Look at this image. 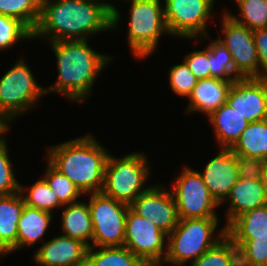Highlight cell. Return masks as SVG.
<instances>
[{
    "instance_id": "6da1fadb",
    "label": "cell",
    "mask_w": 267,
    "mask_h": 266,
    "mask_svg": "<svg viewBox=\"0 0 267 266\" xmlns=\"http://www.w3.org/2000/svg\"><path fill=\"white\" fill-rule=\"evenodd\" d=\"M120 16L119 10L106 1L41 0L40 17L32 39L87 40L89 35L117 29Z\"/></svg>"
},
{
    "instance_id": "7a4b0ae2",
    "label": "cell",
    "mask_w": 267,
    "mask_h": 266,
    "mask_svg": "<svg viewBox=\"0 0 267 266\" xmlns=\"http://www.w3.org/2000/svg\"><path fill=\"white\" fill-rule=\"evenodd\" d=\"M58 69V79L45 93H60L71 101H85L92 91L97 75L113 57L99 54L87 40L52 41Z\"/></svg>"
},
{
    "instance_id": "3957f363",
    "label": "cell",
    "mask_w": 267,
    "mask_h": 266,
    "mask_svg": "<svg viewBox=\"0 0 267 266\" xmlns=\"http://www.w3.org/2000/svg\"><path fill=\"white\" fill-rule=\"evenodd\" d=\"M46 159L83 194L101 193L109 152L94 136L77 137L48 148Z\"/></svg>"
},
{
    "instance_id": "277c9868",
    "label": "cell",
    "mask_w": 267,
    "mask_h": 266,
    "mask_svg": "<svg viewBox=\"0 0 267 266\" xmlns=\"http://www.w3.org/2000/svg\"><path fill=\"white\" fill-rule=\"evenodd\" d=\"M218 220V217L179 219L177 226L167 235V253L163 262L182 266L198 259L227 234L224 226L220 232L217 231V237L212 238Z\"/></svg>"
},
{
    "instance_id": "5b68a950",
    "label": "cell",
    "mask_w": 267,
    "mask_h": 266,
    "mask_svg": "<svg viewBox=\"0 0 267 266\" xmlns=\"http://www.w3.org/2000/svg\"><path fill=\"white\" fill-rule=\"evenodd\" d=\"M147 161L143 152H133L121 159L109 155L102 193L130 205L148 189L143 187L150 175V164Z\"/></svg>"
},
{
    "instance_id": "8992f818",
    "label": "cell",
    "mask_w": 267,
    "mask_h": 266,
    "mask_svg": "<svg viewBox=\"0 0 267 266\" xmlns=\"http://www.w3.org/2000/svg\"><path fill=\"white\" fill-rule=\"evenodd\" d=\"M130 1L128 45L135 58L143 59L156 52L162 34L170 35L166 21L164 6L161 0H127Z\"/></svg>"
},
{
    "instance_id": "52a82bcc",
    "label": "cell",
    "mask_w": 267,
    "mask_h": 266,
    "mask_svg": "<svg viewBox=\"0 0 267 266\" xmlns=\"http://www.w3.org/2000/svg\"><path fill=\"white\" fill-rule=\"evenodd\" d=\"M27 64L19 60L0 78V114L10 123L46 94Z\"/></svg>"
},
{
    "instance_id": "ba28073f",
    "label": "cell",
    "mask_w": 267,
    "mask_h": 266,
    "mask_svg": "<svg viewBox=\"0 0 267 266\" xmlns=\"http://www.w3.org/2000/svg\"><path fill=\"white\" fill-rule=\"evenodd\" d=\"M89 211L93 223L94 247L124 246L129 205L101 193H90Z\"/></svg>"
},
{
    "instance_id": "9c48e42d",
    "label": "cell",
    "mask_w": 267,
    "mask_h": 266,
    "mask_svg": "<svg viewBox=\"0 0 267 266\" xmlns=\"http://www.w3.org/2000/svg\"><path fill=\"white\" fill-rule=\"evenodd\" d=\"M179 219L218 217L219 206L211 197L198 171L183 167L171 188Z\"/></svg>"
},
{
    "instance_id": "30bf717a",
    "label": "cell",
    "mask_w": 267,
    "mask_h": 266,
    "mask_svg": "<svg viewBox=\"0 0 267 266\" xmlns=\"http://www.w3.org/2000/svg\"><path fill=\"white\" fill-rule=\"evenodd\" d=\"M165 21L170 36L184 39L207 37L206 23L213 10L214 0H162Z\"/></svg>"
},
{
    "instance_id": "8fae6325",
    "label": "cell",
    "mask_w": 267,
    "mask_h": 266,
    "mask_svg": "<svg viewBox=\"0 0 267 266\" xmlns=\"http://www.w3.org/2000/svg\"><path fill=\"white\" fill-rule=\"evenodd\" d=\"M225 12L222 18L224 37L217 40L231 53L237 78L260 77V64L253 39V31L236 22Z\"/></svg>"
},
{
    "instance_id": "7c38bea8",
    "label": "cell",
    "mask_w": 267,
    "mask_h": 266,
    "mask_svg": "<svg viewBox=\"0 0 267 266\" xmlns=\"http://www.w3.org/2000/svg\"><path fill=\"white\" fill-rule=\"evenodd\" d=\"M165 234L153 222L134 213L127 212L124 247L139 257L145 264H164L167 247ZM165 251V252H164ZM164 255V256H163Z\"/></svg>"
},
{
    "instance_id": "4fadbf2b",
    "label": "cell",
    "mask_w": 267,
    "mask_h": 266,
    "mask_svg": "<svg viewBox=\"0 0 267 266\" xmlns=\"http://www.w3.org/2000/svg\"><path fill=\"white\" fill-rule=\"evenodd\" d=\"M163 185L149 186L130 205L137 215L146 218L159 227L165 234H170L177 226L179 217L172 191Z\"/></svg>"
},
{
    "instance_id": "5bb4252c",
    "label": "cell",
    "mask_w": 267,
    "mask_h": 266,
    "mask_svg": "<svg viewBox=\"0 0 267 266\" xmlns=\"http://www.w3.org/2000/svg\"><path fill=\"white\" fill-rule=\"evenodd\" d=\"M226 102L250 123L267 119V77L236 79Z\"/></svg>"
},
{
    "instance_id": "9a60e30c",
    "label": "cell",
    "mask_w": 267,
    "mask_h": 266,
    "mask_svg": "<svg viewBox=\"0 0 267 266\" xmlns=\"http://www.w3.org/2000/svg\"><path fill=\"white\" fill-rule=\"evenodd\" d=\"M220 149L221 151L206 164L203 172H199L211 197L218 205L225 202L238 180L236 154L231 148Z\"/></svg>"
},
{
    "instance_id": "2e32d148",
    "label": "cell",
    "mask_w": 267,
    "mask_h": 266,
    "mask_svg": "<svg viewBox=\"0 0 267 266\" xmlns=\"http://www.w3.org/2000/svg\"><path fill=\"white\" fill-rule=\"evenodd\" d=\"M88 248L80 240L60 235L44 242L33 259L40 266H84Z\"/></svg>"
},
{
    "instance_id": "e0dca14e",
    "label": "cell",
    "mask_w": 267,
    "mask_h": 266,
    "mask_svg": "<svg viewBox=\"0 0 267 266\" xmlns=\"http://www.w3.org/2000/svg\"><path fill=\"white\" fill-rule=\"evenodd\" d=\"M230 201L227 210V228L241 214L267 204V186L264 179H239L225 199Z\"/></svg>"
},
{
    "instance_id": "ac0fdd59",
    "label": "cell",
    "mask_w": 267,
    "mask_h": 266,
    "mask_svg": "<svg viewBox=\"0 0 267 266\" xmlns=\"http://www.w3.org/2000/svg\"><path fill=\"white\" fill-rule=\"evenodd\" d=\"M233 82L215 77L198 80L188 96L190 101L186 113L198 111L209 116L226 103L227 94Z\"/></svg>"
},
{
    "instance_id": "d6986e66",
    "label": "cell",
    "mask_w": 267,
    "mask_h": 266,
    "mask_svg": "<svg viewBox=\"0 0 267 266\" xmlns=\"http://www.w3.org/2000/svg\"><path fill=\"white\" fill-rule=\"evenodd\" d=\"M24 205L20 192L0 195V256L17 250V223Z\"/></svg>"
},
{
    "instance_id": "ffe728a7",
    "label": "cell",
    "mask_w": 267,
    "mask_h": 266,
    "mask_svg": "<svg viewBox=\"0 0 267 266\" xmlns=\"http://www.w3.org/2000/svg\"><path fill=\"white\" fill-rule=\"evenodd\" d=\"M207 117L222 148H232L250 123L227 102Z\"/></svg>"
},
{
    "instance_id": "44dd1931",
    "label": "cell",
    "mask_w": 267,
    "mask_h": 266,
    "mask_svg": "<svg viewBox=\"0 0 267 266\" xmlns=\"http://www.w3.org/2000/svg\"><path fill=\"white\" fill-rule=\"evenodd\" d=\"M61 229L65 236L77 239L92 247L93 223L90 216L89 205L85 202L68 204L61 217ZM92 240V242H88Z\"/></svg>"
},
{
    "instance_id": "7402d4cb",
    "label": "cell",
    "mask_w": 267,
    "mask_h": 266,
    "mask_svg": "<svg viewBox=\"0 0 267 266\" xmlns=\"http://www.w3.org/2000/svg\"><path fill=\"white\" fill-rule=\"evenodd\" d=\"M52 213L24 205L18 220L17 249L34 245L42 239L52 221Z\"/></svg>"
},
{
    "instance_id": "603a6c76",
    "label": "cell",
    "mask_w": 267,
    "mask_h": 266,
    "mask_svg": "<svg viewBox=\"0 0 267 266\" xmlns=\"http://www.w3.org/2000/svg\"><path fill=\"white\" fill-rule=\"evenodd\" d=\"M263 234H267V204L241 214L227 227L233 241H248Z\"/></svg>"
},
{
    "instance_id": "cb8c5ba5",
    "label": "cell",
    "mask_w": 267,
    "mask_h": 266,
    "mask_svg": "<svg viewBox=\"0 0 267 266\" xmlns=\"http://www.w3.org/2000/svg\"><path fill=\"white\" fill-rule=\"evenodd\" d=\"M231 150L235 154L267 161V119L249 123Z\"/></svg>"
},
{
    "instance_id": "d4e9b609",
    "label": "cell",
    "mask_w": 267,
    "mask_h": 266,
    "mask_svg": "<svg viewBox=\"0 0 267 266\" xmlns=\"http://www.w3.org/2000/svg\"><path fill=\"white\" fill-rule=\"evenodd\" d=\"M96 248V249H95ZM98 248V249H97ZM95 249V250H94ZM145 263L124 246L89 247L84 266H144Z\"/></svg>"
},
{
    "instance_id": "484cf974",
    "label": "cell",
    "mask_w": 267,
    "mask_h": 266,
    "mask_svg": "<svg viewBox=\"0 0 267 266\" xmlns=\"http://www.w3.org/2000/svg\"><path fill=\"white\" fill-rule=\"evenodd\" d=\"M238 248L226 234L216 245L204 252L189 266H238Z\"/></svg>"
},
{
    "instance_id": "4316f807",
    "label": "cell",
    "mask_w": 267,
    "mask_h": 266,
    "mask_svg": "<svg viewBox=\"0 0 267 266\" xmlns=\"http://www.w3.org/2000/svg\"><path fill=\"white\" fill-rule=\"evenodd\" d=\"M41 0H0V14L20 20L31 32L40 17Z\"/></svg>"
},
{
    "instance_id": "83f0119b",
    "label": "cell",
    "mask_w": 267,
    "mask_h": 266,
    "mask_svg": "<svg viewBox=\"0 0 267 266\" xmlns=\"http://www.w3.org/2000/svg\"><path fill=\"white\" fill-rule=\"evenodd\" d=\"M19 192L24 199L25 205L32 208L52 213L54 208L63 206L59 202L57 195L52 191L43 177L28 189H26V187L23 188V186L20 185Z\"/></svg>"
},
{
    "instance_id": "f1b7e54d",
    "label": "cell",
    "mask_w": 267,
    "mask_h": 266,
    "mask_svg": "<svg viewBox=\"0 0 267 266\" xmlns=\"http://www.w3.org/2000/svg\"><path fill=\"white\" fill-rule=\"evenodd\" d=\"M46 161L47 170L43 178L57 195L59 202L63 206L78 202L77 199L84 194L66 175L56 169L47 159Z\"/></svg>"
},
{
    "instance_id": "f546056e",
    "label": "cell",
    "mask_w": 267,
    "mask_h": 266,
    "mask_svg": "<svg viewBox=\"0 0 267 266\" xmlns=\"http://www.w3.org/2000/svg\"><path fill=\"white\" fill-rule=\"evenodd\" d=\"M234 243L238 248L239 265L267 266V234L253 235V239Z\"/></svg>"
},
{
    "instance_id": "4dcf8cb0",
    "label": "cell",
    "mask_w": 267,
    "mask_h": 266,
    "mask_svg": "<svg viewBox=\"0 0 267 266\" xmlns=\"http://www.w3.org/2000/svg\"><path fill=\"white\" fill-rule=\"evenodd\" d=\"M207 48L209 49L211 77L229 81L238 79L234 73V64L230 51L218 40L211 41Z\"/></svg>"
},
{
    "instance_id": "1f68e13d",
    "label": "cell",
    "mask_w": 267,
    "mask_h": 266,
    "mask_svg": "<svg viewBox=\"0 0 267 266\" xmlns=\"http://www.w3.org/2000/svg\"><path fill=\"white\" fill-rule=\"evenodd\" d=\"M241 18L229 14L236 22L250 30L267 28V7L265 0H236Z\"/></svg>"
},
{
    "instance_id": "d6a6232c",
    "label": "cell",
    "mask_w": 267,
    "mask_h": 266,
    "mask_svg": "<svg viewBox=\"0 0 267 266\" xmlns=\"http://www.w3.org/2000/svg\"><path fill=\"white\" fill-rule=\"evenodd\" d=\"M23 39H32V32L20 20L0 14V49L11 48Z\"/></svg>"
},
{
    "instance_id": "836d02e7",
    "label": "cell",
    "mask_w": 267,
    "mask_h": 266,
    "mask_svg": "<svg viewBox=\"0 0 267 266\" xmlns=\"http://www.w3.org/2000/svg\"><path fill=\"white\" fill-rule=\"evenodd\" d=\"M171 89L179 96L185 97L191 94L198 79L189 69L185 61L172 66L169 71Z\"/></svg>"
},
{
    "instance_id": "e575fe53",
    "label": "cell",
    "mask_w": 267,
    "mask_h": 266,
    "mask_svg": "<svg viewBox=\"0 0 267 266\" xmlns=\"http://www.w3.org/2000/svg\"><path fill=\"white\" fill-rule=\"evenodd\" d=\"M6 143V139L0 142V195L19 192L20 188V183L12 170Z\"/></svg>"
},
{
    "instance_id": "d590c367",
    "label": "cell",
    "mask_w": 267,
    "mask_h": 266,
    "mask_svg": "<svg viewBox=\"0 0 267 266\" xmlns=\"http://www.w3.org/2000/svg\"><path fill=\"white\" fill-rule=\"evenodd\" d=\"M239 179H264L266 160L236 154Z\"/></svg>"
},
{
    "instance_id": "8d00e7d4",
    "label": "cell",
    "mask_w": 267,
    "mask_h": 266,
    "mask_svg": "<svg viewBox=\"0 0 267 266\" xmlns=\"http://www.w3.org/2000/svg\"><path fill=\"white\" fill-rule=\"evenodd\" d=\"M184 58L185 63L198 80L211 77L208 48L193 51Z\"/></svg>"
},
{
    "instance_id": "74e56055",
    "label": "cell",
    "mask_w": 267,
    "mask_h": 266,
    "mask_svg": "<svg viewBox=\"0 0 267 266\" xmlns=\"http://www.w3.org/2000/svg\"><path fill=\"white\" fill-rule=\"evenodd\" d=\"M253 39L259 58L260 77H267V28L253 30Z\"/></svg>"
},
{
    "instance_id": "f35d334b",
    "label": "cell",
    "mask_w": 267,
    "mask_h": 266,
    "mask_svg": "<svg viewBox=\"0 0 267 266\" xmlns=\"http://www.w3.org/2000/svg\"><path fill=\"white\" fill-rule=\"evenodd\" d=\"M10 123L9 121H7L1 114H0V142H2L5 137L4 136H1V135H4L6 134L9 129V125L8 124Z\"/></svg>"
},
{
    "instance_id": "ab89813d",
    "label": "cell",
    "mask_w": 267,
    "mask_h": 266,
    "mask_svg": "<svg viewBox=\"0 0 267 266\" xmlns=\"http://www.w3.org/2000/svg\"><path fill=\"white\" fill-rule=\"evenodd\" d=\"M264 181H265V185L267 186V161L265 164Z\"/></svg>"
},
{
    "instance_id": "60d3db41",
    "label": "cell",
    "mask_w": 267,
    "mask_h": 266,
    "mask_svg": "<svg viewBox=\"0 0 267 266\" xmlns=\"http://www.w3.org/2000/svg\"><path fill=\"white\" fill-rule=\"evenodd\" d=\"M144 266H163L162 264H145Z\"/></svg>"
}]
</instances>
